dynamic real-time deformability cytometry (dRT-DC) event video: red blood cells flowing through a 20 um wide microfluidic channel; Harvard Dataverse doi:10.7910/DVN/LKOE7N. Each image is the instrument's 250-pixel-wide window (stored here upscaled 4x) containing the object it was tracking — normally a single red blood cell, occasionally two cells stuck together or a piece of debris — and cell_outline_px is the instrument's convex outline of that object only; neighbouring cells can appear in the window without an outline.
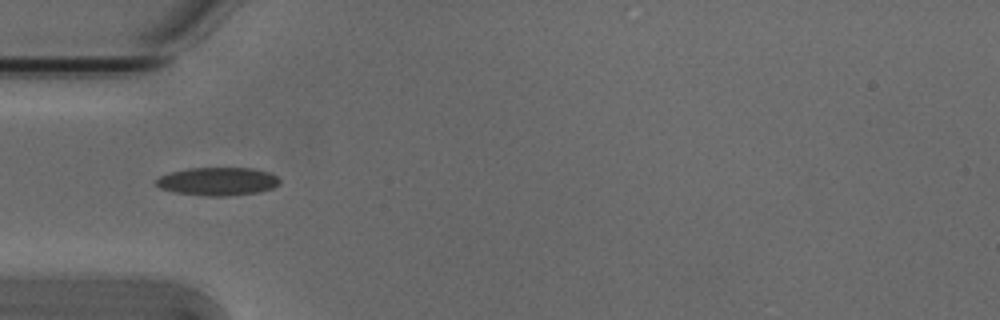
{"species": "Egyptian fruit bat (a non-hibernating species)", "species_latin": "Rousettus aegyptiacus", "temperature_condition": "cold", "stored_images_in_passage": 4, "camera_frame_rate_fps": 3000, "um_per_image_px": 0.085, "animal": {"sex": "male"}, "frame": {"image": 1, "passage_image": 2, "time_ms": 0.333, "image_size_px": [1000, 320], "cell_outline_px": [[280, 184], [272, 188], [260, 192], [228, 196], [208, 196], [176, 192], [160, 188], [152, 184], [160, 176], [172, 172], [188, 168], [252, 168], [268, 172], [276, 176], [280, 180]], "centroid_in_image_um": [18.5, 15.42], "position_along_channel_um": 66.5, "area_um2": 20.29}}